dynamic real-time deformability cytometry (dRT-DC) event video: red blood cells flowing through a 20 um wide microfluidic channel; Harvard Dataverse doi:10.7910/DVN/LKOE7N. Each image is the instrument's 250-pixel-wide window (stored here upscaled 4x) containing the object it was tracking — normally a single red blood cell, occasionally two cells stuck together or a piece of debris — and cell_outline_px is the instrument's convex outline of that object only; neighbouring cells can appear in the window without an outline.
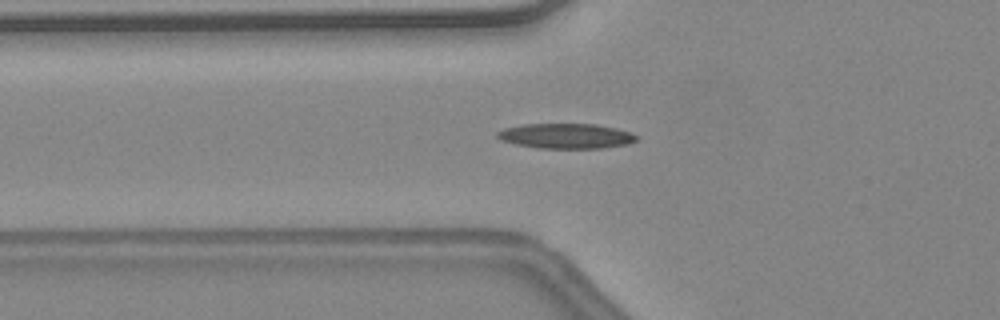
{"species": "common noctule bat (a hibernating species)", "species_latin": "Nyctalus noctula", "temperature_condition": "warm", "stored_images_in_passage": 37, "camera_frame_rate_fps": 3000, "um_per_image_px": 0.085, "animal": {"sex": "female", "body_mass_g": 24.6, "forearm_length_mm": 56.2}, "frame": {"image": 1, "passage_image": 11, "time_ms": 3.333, "image_size_px": [1000, 320], "cell_outline_px": [[640, 140], [628, 144], [604, 148], [536, 148], [516, 144], [500, 140], [496, 136], [496, 132], [504, 128], [524, 124], [596, 124], [616, 128], [640, 136]], "centroid_in_image_um": [48.14, 11.56], "position_along_channel_um": 77.7, "area_um2": 20.52}}